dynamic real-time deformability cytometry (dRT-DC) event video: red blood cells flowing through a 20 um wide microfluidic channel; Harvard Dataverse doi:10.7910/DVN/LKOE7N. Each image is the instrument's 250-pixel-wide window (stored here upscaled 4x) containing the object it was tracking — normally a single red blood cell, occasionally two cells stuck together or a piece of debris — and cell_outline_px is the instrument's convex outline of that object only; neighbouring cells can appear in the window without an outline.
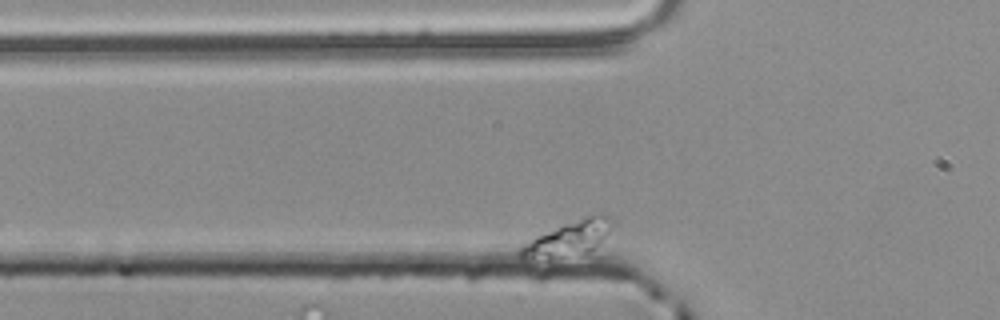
{"species": "common noctule bat (a hibernating species)", "species_latin": "Nyctalus noctula", "temperature_condition": "room temperature", "stored_images_in_passage": 54, "camera_frame_rate_fps": 3000, "um_per_image_px": 0.085, "animal": {"sex": "male", "body_mass_g": 20.4}, "frame": {"image": 1, "passage_image": 5, "time_ms": 1.333, "image_size_px": [1000, 320], "cell_outline_px": [[616, 220], [600, 244], [596, 248], [588, 252], [548, 260], [524, 264], [516, 260], [516, 248], [528, 240], [536, 236], [592, 212], [608, 212], [616, 216]], "centroid_in_image_um": [48.23, 20.3], "position_along_channel_um": 77.6, "area_um2": 20.52}}
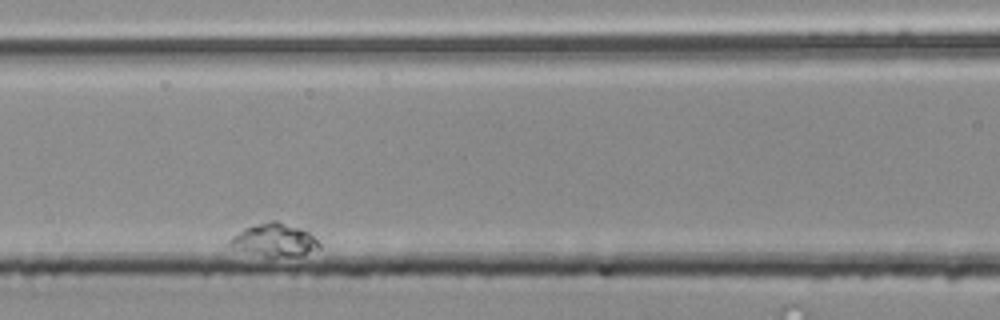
{"frame": {"image": 2, "passage_image": 14, "time_ms": 4.333, "image_size_px": [1000, 320], "cell_outline_px": [[320, 248], [300, 256], [264, 256], [232, 248], [228, 244], [228, 240], [232, 236], [244, 228], [256, 224], [272, 220], [276, 220], [300, 228], [308, 232], [320, 244]], "centroid_in_image_um": [23.3, 20.4], "position_along_channel_um": 143.3, "area_um2": 16.99}}
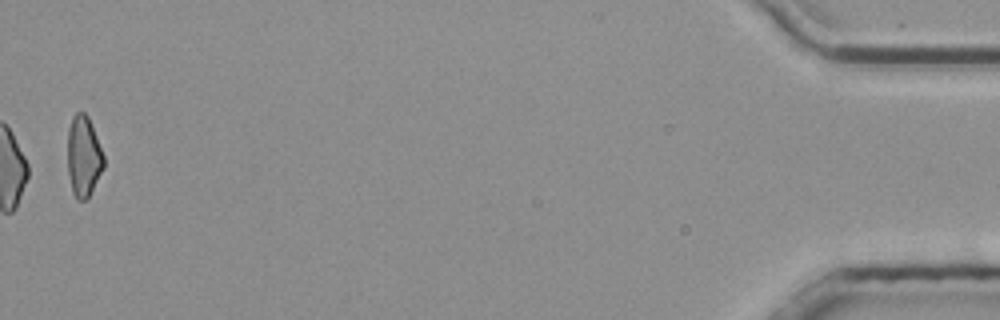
{"frame": {"image": 3, "passage_image": 54, "time_ms": 17.667, "image_size_px": [1000, 320], "cell_outline_px": [[104, 168], [88, 200], [76, 200], [72, 192], [68, 172], [68, 128], [72, 116], [76, 112], [84, 112], [88, 116], [104, 156]], "centroid_in_image_um": [7.1, 13.32], "position_along_channel_um": 428.1, "area_um2": 17.22}}